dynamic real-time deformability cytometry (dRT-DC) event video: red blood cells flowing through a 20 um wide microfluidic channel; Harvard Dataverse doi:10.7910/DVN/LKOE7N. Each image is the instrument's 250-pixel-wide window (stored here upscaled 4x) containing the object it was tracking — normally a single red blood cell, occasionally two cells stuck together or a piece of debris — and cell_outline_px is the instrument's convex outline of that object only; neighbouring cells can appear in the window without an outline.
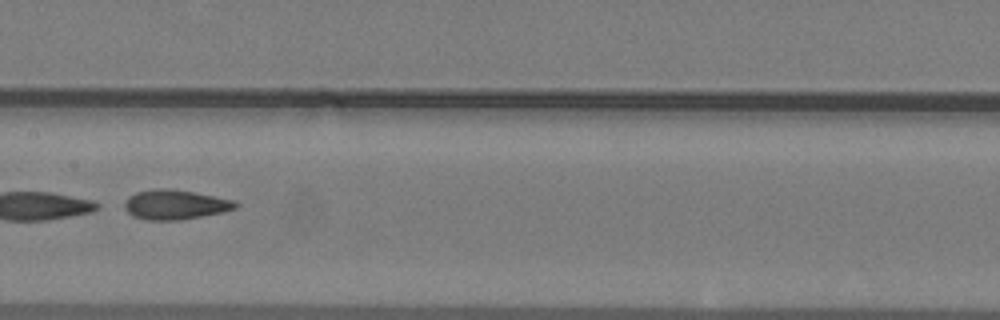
{"species": "common noctule bat (a hibernating species)", "species_latin": "Nyctalus noctula", "temperature_condition": "warm", "stored_images_in_passage": 46, "camera_frame_rate_fps": 3000, "um_per_image_px": 0.085, "animal": {"sex": "male", "body_mass_g": 19.2, "forearm_length_mm": 51.8}, "frame": {"image": 1, "passage_image": 24, "time_ms": 7.667, "image_size_px": [1000, 320], "cell_outline_px": [[240, 204], [236, 208], [224, 212], [180, 220], [148, 220], [132, 216], [124, 208], [124, 204], [128, 196], [136, 192], [156, 188], [168, 188], [192, 192], [236, 200]], "centroid_in_image_um": [14.9, 17.39], "position_along_channel_um": 192.5, "area_um2": 19.31}}
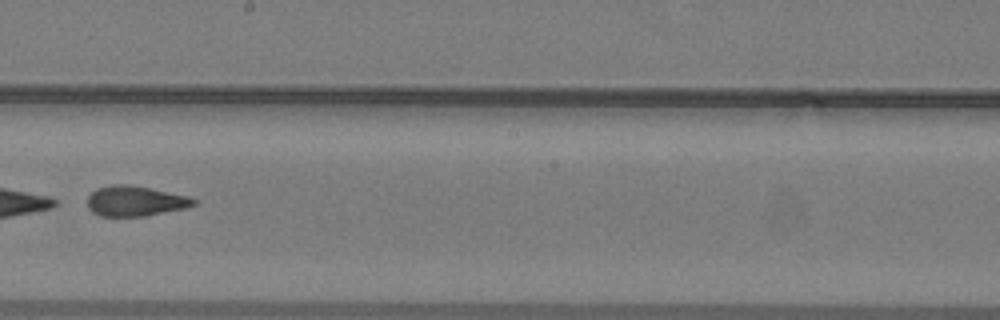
{"frame": {"image": 2, "passage_image": 27, "time_ms": 8.667, "image_size_px": [1000, 320], "cell_outline_px": [[196, 204], [184, 208], [144, 216], [100, 216], [92, 212], [88, 208], [88, 196], [96, 188], [112, 184], [132, 184], [152, 188], [188, 196], [196, 200]], "centroid_in_image_um": [11.46, 17.07], "position_along_channel_um": 236.7, "area_um2": 18.79}}